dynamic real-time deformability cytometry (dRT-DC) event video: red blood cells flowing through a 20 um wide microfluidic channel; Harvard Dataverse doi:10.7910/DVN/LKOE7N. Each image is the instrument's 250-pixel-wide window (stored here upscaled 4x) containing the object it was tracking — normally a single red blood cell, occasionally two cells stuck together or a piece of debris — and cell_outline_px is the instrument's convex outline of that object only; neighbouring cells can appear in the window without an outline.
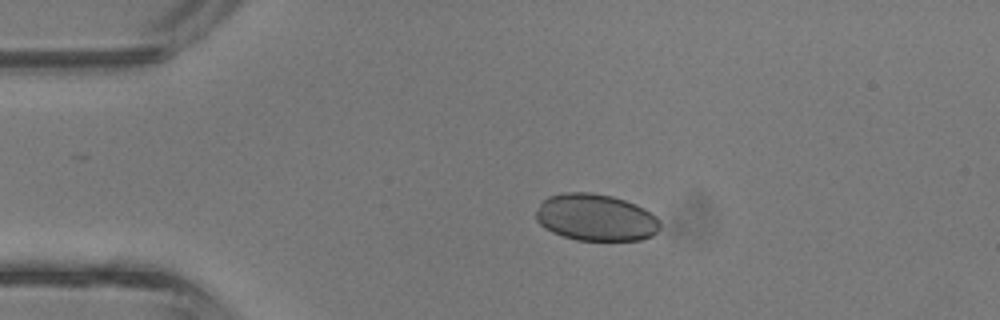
{"species": "common noctule bat (a hibernating species)", "species_latin": "Nyctalus noctula", "temperature_condition": "room temperature", "stored_images_in_passage": 3, "camera_frame_rate_fps": 3000, "um_per_image_px": 0.085, "animal": {"sex": "male", "body_mass_g": 13.3}, "frame": {"image": 1, "passage_image": 1, "time_ms": 0.0, "image_size_px": [1000, 320], "cell_outline_px": [[660, 228], [652, 236], [640, 240], [576, 240], [552, 232], [544, 228], [536, 220], [536, 212], [540, 204], [548, 196], [564, 192], [592, 192], [612, 196], [636, 204], [644, 208], [656, 216], [660, 224]], "centroid_in_image_um": [50.64, 18.48], "position_along_channel_um": 34.4, "area_um2": 33.99}}